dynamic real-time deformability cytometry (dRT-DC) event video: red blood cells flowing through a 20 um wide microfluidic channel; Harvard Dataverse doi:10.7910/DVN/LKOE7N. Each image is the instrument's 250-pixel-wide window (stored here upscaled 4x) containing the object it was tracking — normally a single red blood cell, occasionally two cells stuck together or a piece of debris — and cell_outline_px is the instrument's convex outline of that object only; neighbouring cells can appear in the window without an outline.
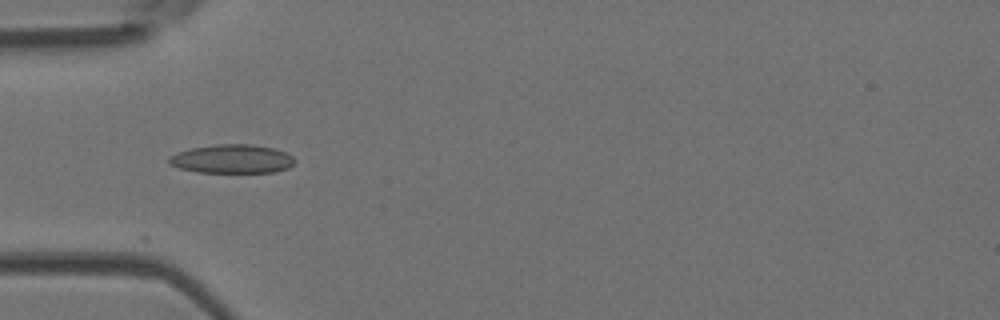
{"species": "Egyptian fruit bat (a non-hibernating species)", "species_latin": "Rousettus aegyptiacus", "temperature_condition": "room temperature", "stored_images_in_passage": 7, "camera_frame_rate_fps": 3000, "um_per_image_px": 0.085, "animal": {"sex": "female"}, "frame": {"image": 1, "passage_image": 1, "time_ms": 0.0, "image_size_px": [1000, 320], "cell_outline_px": [[296, 160], [288, 168], [276, 172], [196, 172], [180, 168], [168, 164], [168, 160], [176, 152], [192, 148], [216, 144], [248, 144], [276, 148], [292, 156]], "centroid_in_image_um": [19.73, 13.51], "position_along_channel_um": 65.3, "area_um2": 21.04}}
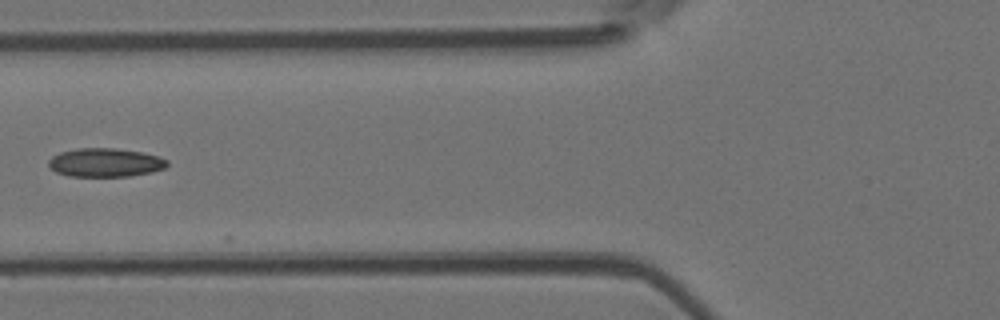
{"frame": {"image": 2, "passage_image": 5, "time_ms": 1.333, "image_size_px": [1000, 320], "cell_outline_px": [[168, 164], [164, 168], [152, 172], [128, 176], [68, 176], [56, 172], [48, 168], [48, 160], [52, 156], [60, 152], [76, 148], [116, 148], [140, 152], [160, 156], [168, 160]], "centroid_in_image_um": [8.92, 13.81], "position_along_channel_um": 116.9, "area_um2": 19.94}}